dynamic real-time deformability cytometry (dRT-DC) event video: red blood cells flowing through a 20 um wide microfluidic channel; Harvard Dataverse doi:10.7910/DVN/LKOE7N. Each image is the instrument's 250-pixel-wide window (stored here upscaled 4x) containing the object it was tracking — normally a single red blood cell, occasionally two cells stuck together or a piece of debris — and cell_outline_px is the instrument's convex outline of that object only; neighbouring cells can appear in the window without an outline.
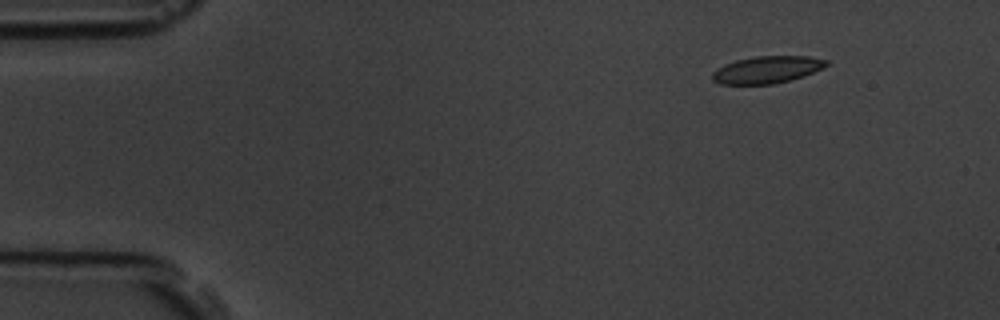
{"species": "common noctule bat (a hibernating species)", "species_latin": "Nyctalus noctula", "temperature_condition": "room temperature", "stored_images_in_passage": 5, "camera_frame_rate_fps": 3000, "um_per_image_px": 0.085, "animal": {"sex": "male", "body_mass_g": 19.5, "forearm_length_mm": 54.6}, "frame": {"image": 1, "passage_image": 3, "time_ms": 2.0, "image_size_px": [1000, 320], "cell_outline_px": [[828, 64], [824, 68], [804, 76], [772, 84], [720, 84], [712, 80], [712, 72], [716, 68], [724, 64], [736, 60], [756, 56], [808, 56], [828, 60]], "centroid_in_image_um": [65.18, 5.92], "position_along_channel_um": 19.8, "area_um2": 18.09}}
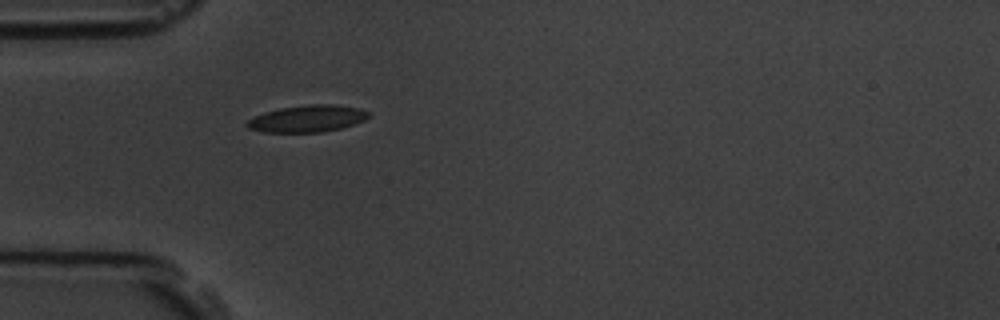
{"frame": {"image": 2, "passage_image": 5, "time_ms": 5.333, "image_size_px": [1000, 320], "cell_outline_px": [[372, 116], [364, 120], [340, 128], [320, 132], [264, 132], [248, 128], [244, 124], [248, 120], [264, 112], [280, 108], [308, 104], [332, 104], [360, 108], [372, 112]], "centroid_in_image_um": [26.16, 10.07], "position_along_channel_um": 58.8, "area_um2": 19.07}}